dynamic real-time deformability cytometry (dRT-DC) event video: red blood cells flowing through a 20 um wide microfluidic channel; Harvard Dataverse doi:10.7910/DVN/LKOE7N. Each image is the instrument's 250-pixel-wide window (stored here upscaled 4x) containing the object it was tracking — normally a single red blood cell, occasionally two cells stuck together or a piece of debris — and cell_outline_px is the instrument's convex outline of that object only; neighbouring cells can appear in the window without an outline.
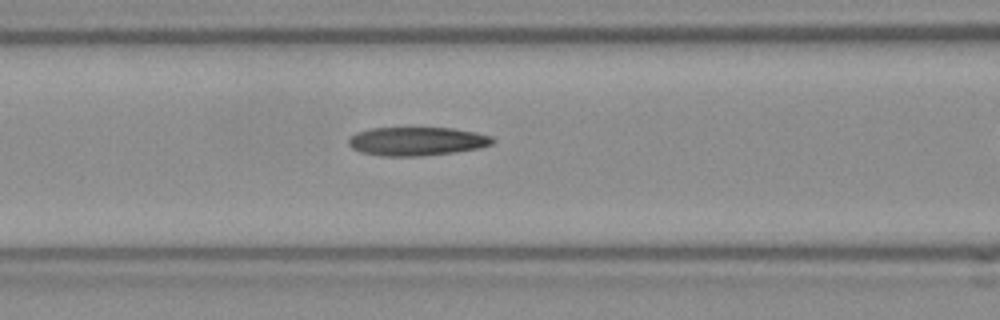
{"species": "Egyptian fruit bat (a non-hibernating species)", "species_latin": "Rousettus aegyptiacus", "temperature_condition": "room temperature", "stored_images_in_passage": 20, "camera_frame_rate_fps": 3000, "um_per_image_px": 0.085, "frame": {"image": 1, "passage_image": 12, "time_ms": 3.667, "image_size_px": [1000, 320], "cell_outline_px": [[496, 140], [492, 144], [476, 148], [452, 152], [416, 156], [384, 156], [364, 152], [352, 148], [348, 144], [348, 140], [356, 132], [372, 128], [452, 128], [476, 132], [492, 136]], "centroid_in_image_um": [35.44, 11.99], "position_along_channel_um": 131.2, "area_um2": 23.7}}
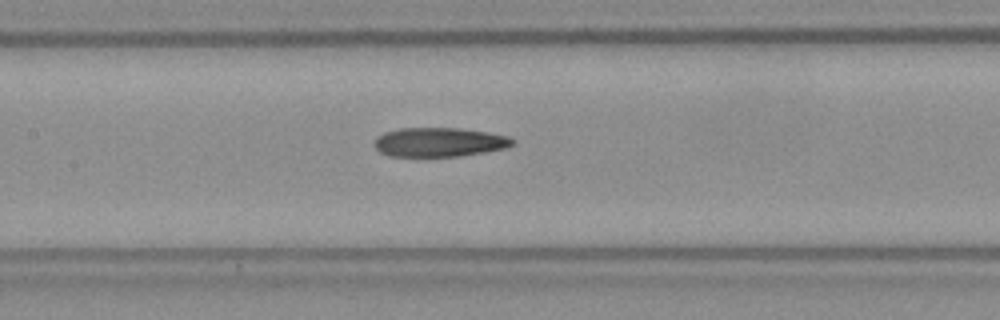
{"frame": {"image": 2, "passage_image": 15, "time_ms": 4.667, "image_size_px": [1000, 320], "cell_outline_px": [[516, 144], [504, 148], [484, 152], [460, 156], [388, 156], [380, 152], [376, 148], [376, 136], [384, 132], [400, 128], [460, 128], [488, 132], [508, 136], [516, 140]], "centroid_in_image_um": [37.36, 12.08], "position_along_channel_um": 170.0, "area_um2": 23.52}}